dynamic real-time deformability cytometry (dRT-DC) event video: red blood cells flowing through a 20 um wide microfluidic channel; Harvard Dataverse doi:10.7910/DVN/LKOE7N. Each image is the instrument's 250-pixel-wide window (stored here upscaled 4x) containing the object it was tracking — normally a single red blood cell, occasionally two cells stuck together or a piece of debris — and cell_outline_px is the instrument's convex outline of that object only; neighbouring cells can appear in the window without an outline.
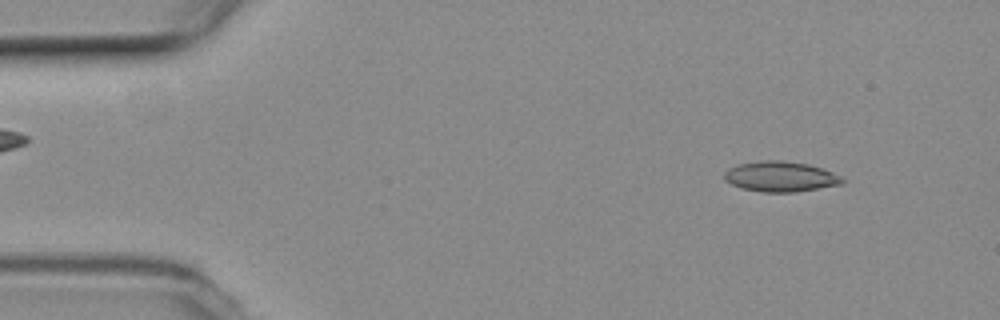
{"species": "common noctule bat (a hibernating species)", "species_latin": "Nyctalus noctula", "temperature_condition": "room temperature", "stored_images_in_passage": 53, "camera_frame_rate_fps": 3000, "um_per_image_px": 0.085, "animal": {"sex": "female", "body_mass_g": 19.3, "forearm_length_mm": 54.1}, "frame": {"image": 1, "passage_image": 5, "time_ms": 1.333, "image_size_px": [1000, 320], "cell_outline_px": [[844, 184], [796, 192], [764, 192], [744, 188], [732, 184], [724, 180], [724, 172], [728, 168], [740, 164], [760, 160], [780, 160], [808, 164], [832, 172], [840, 176], [844, 180]], "centroid_in_image_um": [66.35, 15.01], "position_along_channel_um": 18.7, "area_um2": 20.75}}
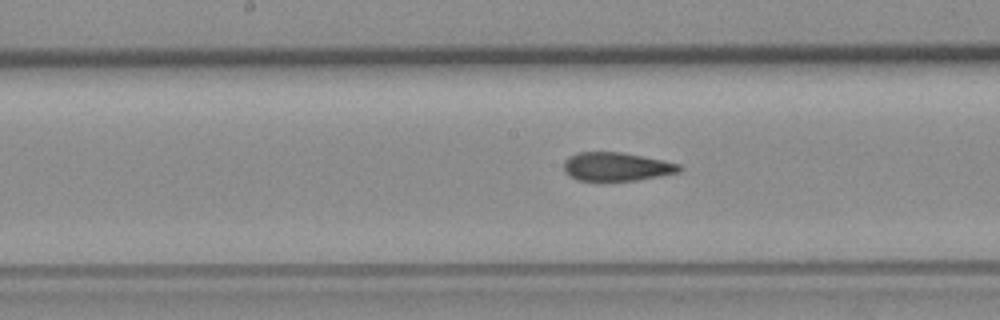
{"frame": {"image": 2, "passage_image": 26, "time_ms": 8.333, "image_size_px": [1000, 320], "cell_outline_px": [[684, 168], [680, 172], [660, 176], [636, 180], [576, 180], [568, 176], [564, 172], [564, 160], [568, 156], [576, 152], [620, 152], [664, 160], [680, 164]], "centroid_in_image_um": [52.4, 14.16], "position_along_channel_um": 195.8, "area_um2": 19.36}}
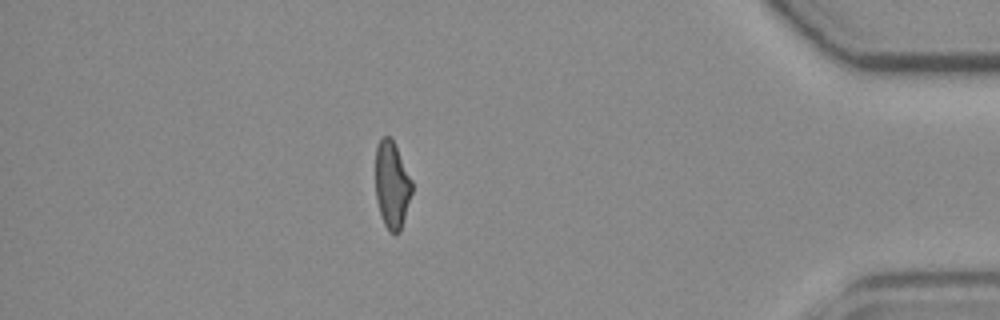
{"frame": {"image": 3, "passage_image": 46, "time_ms": 15.0, "image_size_px": [1000, 320], "cell_outline_px": [[412, 192], [400, 232], [388, 232], [384, 224], [376, 200], [376, 148], [380, 140], [384, 136], [392, 136], [412, 180]], "centroid_in_image_um": [33.32, 15.69], "position_along_channel_um": 401.9, "area_um2": 18.5}, "authors_computed_cell_mechanics": {"area_um2": 19.9988, "velocity_mm_per_s": 3.7962, "shape_relaxation_time_tau1_ms": null, "shape_relaxation_time_tau2_ms": 1.9209, "deformation_change_tau1": null, "deformation_change_tau2": 0.0904}}